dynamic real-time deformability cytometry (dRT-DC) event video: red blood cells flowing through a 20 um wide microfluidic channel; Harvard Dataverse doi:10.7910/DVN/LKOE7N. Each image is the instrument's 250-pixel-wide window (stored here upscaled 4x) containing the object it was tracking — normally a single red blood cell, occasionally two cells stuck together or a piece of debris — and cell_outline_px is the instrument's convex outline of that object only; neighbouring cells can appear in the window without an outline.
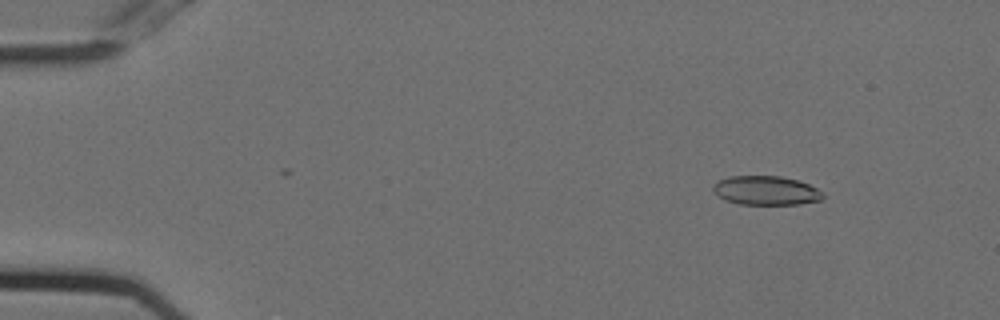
{"species": "Egyptian fruit bat (a non-hibernating species)", "species_latin": "Rousettus aegyptiacus", "temperature_condition": "cold", "stored_images_in_passage": 55, "camera_frame_rate_fps": 3000, "um_per_image_px": 0.085, "animal": {"sex": "female"}, "frame": {"image": 1, "passage_image": 7, "time_ms": 2.0, "image_size_px": [1000, 320], "cell_outline_px": [[824, 196], [820, 200], [800, 204], [740, 204], [724, 200], [712, 188], [720, 180], [728, 176], [780, 176], [796, 180], [808, 184], [824, 192]], "centroid_in_image_um": [65.14, 16.19], "position_along_channel_um": 19.9, "area_um2": 18.38}}
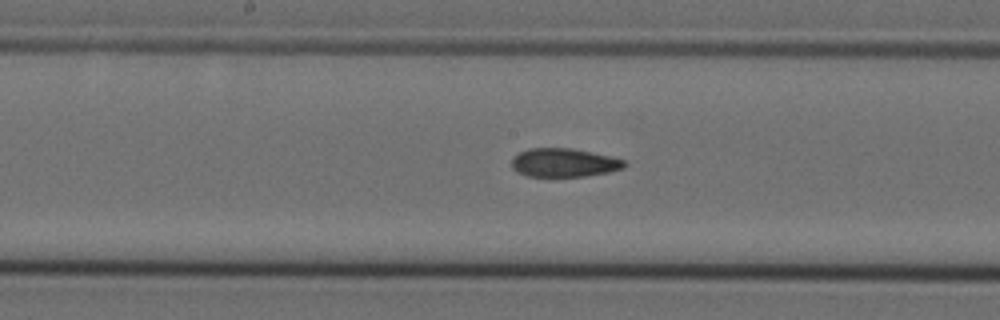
{"frame": {"image": 2, "passage_image": 29, "time_ms": 9.333, "image_size_px": [1000, 320], "cell_outline_px": [[628, 164], [624, 168], [608, 172], [584, 176], [528, 176], [516, 172], [512, 168], [512, 156], [528, 148], [572, 148], [592, 152], [624, 160]], "centroid_in_image_um": [47.91, 13.82], "position_along_channel_um": 200.3, "area_um2": 18.79}}
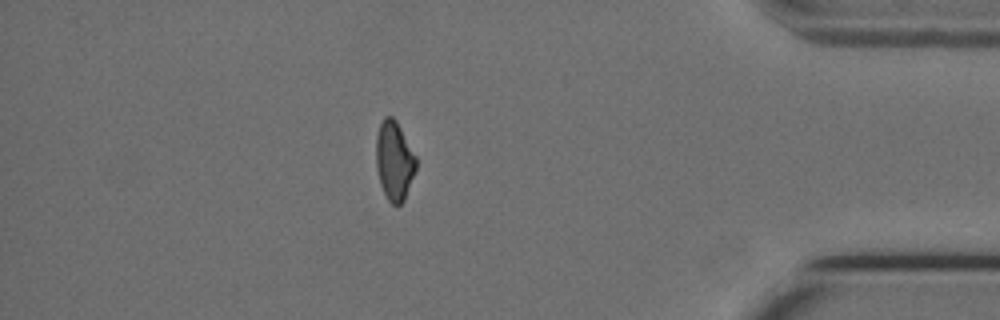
{"frame": {"image": 3, "passage_image": 48, "time_ms": 15.667, "image_size_px": [1000, 320], "cell_outline_px": [[416, 168], [404, 200], [400, 204], [392, 204], [388, 200], [380, 184], [376, 168], [376, 136], [380, 124], [384, 116], [392, 116], [396, 120], [416, 156]], "centroid_in_image_um": [33.5, 13.64], "position_along_channel_um": 401.7, "area_um2": 18.32}, "authors_computed_cell_mechanics": {"area_um2": 19.5364, "velocity_mm_per_s": 3.7587, "shape_relaxation_time_tau1_ms": null, "shape_relaxation_time_tau2_ms": 4.1276, "deformation_change_tau1": null, "deformation_change_tau2": 0.091}}